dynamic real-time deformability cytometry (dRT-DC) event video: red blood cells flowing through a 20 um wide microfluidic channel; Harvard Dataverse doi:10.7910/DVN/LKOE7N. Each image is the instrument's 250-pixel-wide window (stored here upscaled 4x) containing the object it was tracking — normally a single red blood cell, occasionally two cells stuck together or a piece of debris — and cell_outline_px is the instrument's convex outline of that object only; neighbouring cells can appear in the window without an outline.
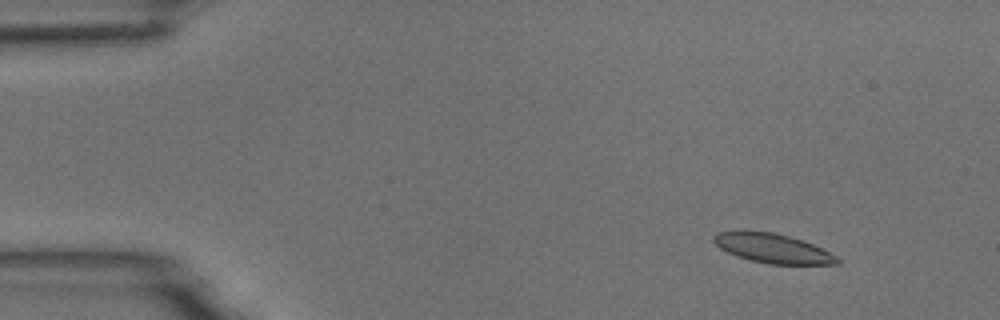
{"species": "common noctule bat (a hibernating species)", "species_latin": "Nyctalus noctula", "temperature_condition": "room temperature", "stored_images_in_passage": 5, "segment_of_instrument_passage": [1, 2], "camera_frame_rate_fps": 3000, "um_per_image_px": 0.085, "animal": {"sex": "male", "body_mass_g": 18.8}, "frame": {"image": 1, "passage_image": 1, "time_ms": 0.0, "image_size_px": [1000, 320], "cell_outline_px": [[840, 264], [768, 264], [736, 256], [720, 248], [712, 240], [712, 236], [716, 232], [772, 232], [804, 240], [836, 256], [840, 260]], "centroid_in_image_um": [65.68, 21.12], "position_along_channel_um": 19.3, "area_um2": 20.69}}